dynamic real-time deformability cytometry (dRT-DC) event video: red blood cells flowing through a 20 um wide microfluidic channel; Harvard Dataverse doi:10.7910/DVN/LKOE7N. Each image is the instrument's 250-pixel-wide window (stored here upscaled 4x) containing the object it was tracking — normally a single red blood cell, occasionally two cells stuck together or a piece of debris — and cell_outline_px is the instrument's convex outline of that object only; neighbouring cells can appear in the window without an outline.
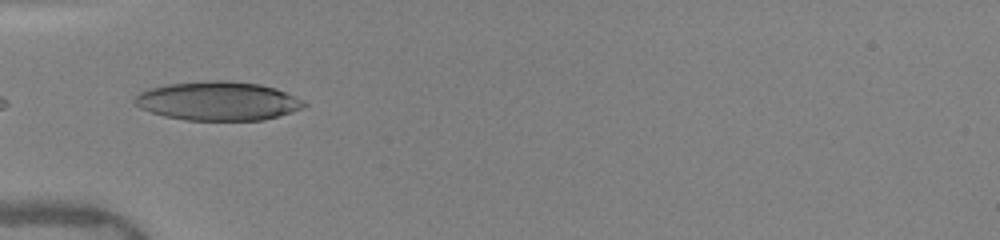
{"species": "human", "species_latin": "Homo sapiens", "temperature_condition": "warm", "stored_images_in_passage": 4, "camera_frame_rate_fps": 3000, "um_per_image_px": 0.085, "donor": {"sex": "female"}, "frame": {"image": 1, "passage_image": 1, "time_ms": 0.0, "image_size_px": [1000, 240], "cell_outline_px": [[308, 104], [292, 112], [264, 120], [184, 120], [164, 116], [140, 108], [132, 100], [140, 92], [148, 88], [168, 84], [216, 80], [224, 80], [260, 84], [276, 88], [304, 100]], "centroid_in_image_um": [18.52, 8.59], "position_along_channel_um": 66.5, "area_um2": 38.32}}